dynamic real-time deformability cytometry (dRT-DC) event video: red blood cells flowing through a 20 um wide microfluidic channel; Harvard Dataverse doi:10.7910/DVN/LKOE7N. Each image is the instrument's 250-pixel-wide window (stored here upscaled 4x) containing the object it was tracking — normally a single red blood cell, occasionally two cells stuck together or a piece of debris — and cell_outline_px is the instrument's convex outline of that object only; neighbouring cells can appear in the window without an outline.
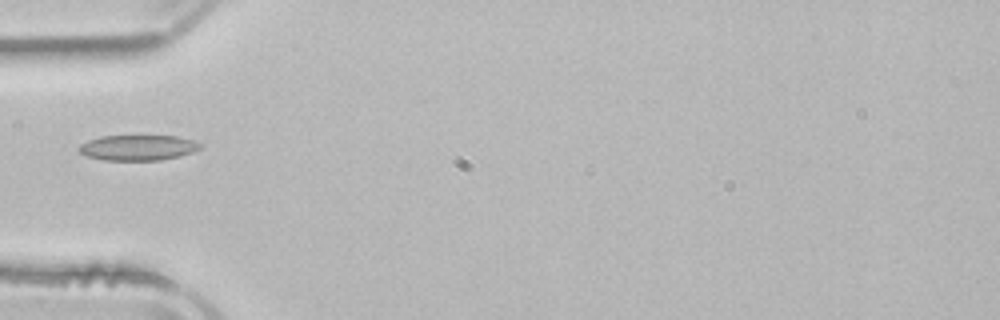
{"species": "common noctule bat (a hibernating species)", "species_latin": "Nyctalus noctula", "temperature_condition": "room temperature", "stored_images_in_passage": 3, "camera_frame_rate_fps": 3000, "um_per_image_px": 0.085, "animal": {"sex": "male", "body_mass_g": 21.5, "forearm_length_mm": 52.0}, "frame": {"image": 1, "passage_image": 3, "time_ms": 4.0, "image_size_px": [1000, 320], "cell_outline_px": [[204, 144], [200, 148], [192, 152], [180, 156], [160, 160], [104, 160], [88, 156], [80, 152], [76, 148], [80, 144], [88, 140], [100, 136], [180, 136]], "centroid_in_image_um": [11.73, 12.54], "position_along_channel_um": 73.3, "area_um2": 18.03}}